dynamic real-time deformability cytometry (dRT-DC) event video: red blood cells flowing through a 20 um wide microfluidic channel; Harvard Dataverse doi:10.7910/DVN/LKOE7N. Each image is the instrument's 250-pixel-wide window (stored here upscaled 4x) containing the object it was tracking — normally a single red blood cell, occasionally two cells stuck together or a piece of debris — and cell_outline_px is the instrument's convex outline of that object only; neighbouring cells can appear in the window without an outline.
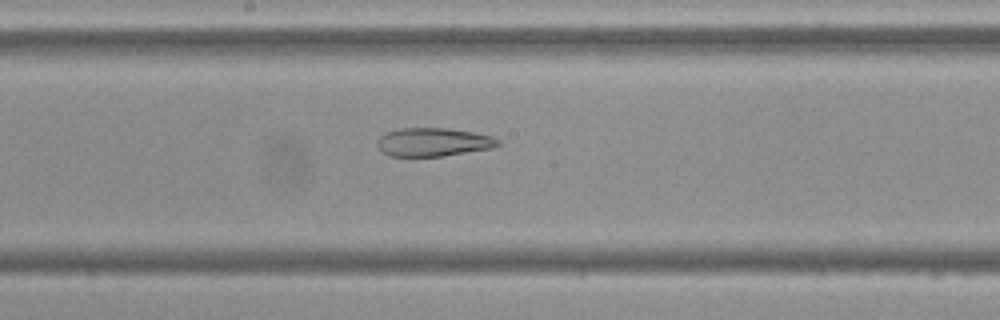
{"species": "Egyptian fruit bat (a non-hibernating species)", "species_latin": "Rousettus aegyptiacus", "temperature_condition": "cold", "stored_images_in_passage": 55, "camera_frame_rate_fps": 3000, "um_per_image_px": 0.085, "frame": {"image": 1, "passage_image": 29, "time_ms": 9.333, "image_size_px": [1000, 320], "cell_outline_px": [[500, 144], [492, 148], [440, 156], [388, 156], [380, 152], [376, 144], [376, 140], [384, 132], [400, 128], [448, 128], [472, 132], [492, 136], [500, 140]], "centroid_in_image_um": [36.76, 12.07], "position_along_channel_um": 211.4, "area_um2": 20.17}}
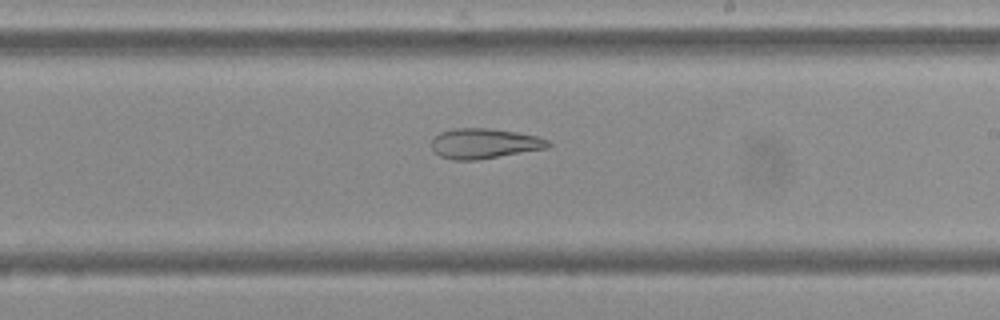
{"frame": {"image": 2, "passage_image": 32, "time_ms": 10.333, "image_size_px": [1000, 320], "cell_outline_px": [[552, 144], [548, 148], [476, 160], [452, 160], [440, 156], [432, 148], [432, 136], [440, 132], [452, 128], [488, 128], [516, 132], [540, 136], [548, 140]], "centroid_in_image_um": [41.16, 12.19], "position_along_channel_um": 247.8, "area_um2": 20.63}}
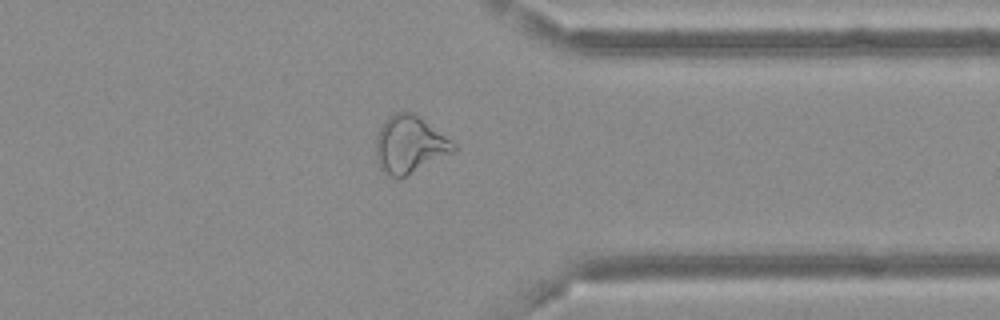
{"frame": {"image": 3, "passage_image": 43, "time_ms": 14.0, "image_size_px": [1000, 320], "cell_outline_px": [[456, 148], [452, 152], [404, 176], [388, 176], [380, 168], [376, 160], [376, 136], [384, 120], [388, 116], [396, 112], [412, 112], [456, 144]], "centroid_in_image_um": [34.76, 12.27], "position_along_channel_um": 376.6, "area_um2": 25.2}, "authors_computed_cell_mechanics": {"area_um2": 27.2816, "velocity_mm_per_s": 3.6529, "shape_relaxation_time_tau1_ms": null, "shape_relaxation_time_tau2_ms": 4.4336, "deformation_change_tau1": null, "deformation_change_tau2": 0.1469}}